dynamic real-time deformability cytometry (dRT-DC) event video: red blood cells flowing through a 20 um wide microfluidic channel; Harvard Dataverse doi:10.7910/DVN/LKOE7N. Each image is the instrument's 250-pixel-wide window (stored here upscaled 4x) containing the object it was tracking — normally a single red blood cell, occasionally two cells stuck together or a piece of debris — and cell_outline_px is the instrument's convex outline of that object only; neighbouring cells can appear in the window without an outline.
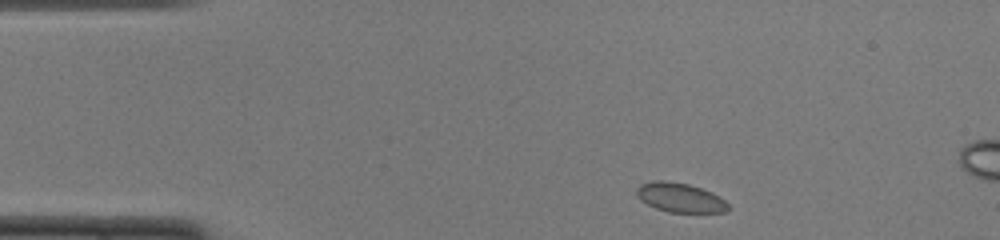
{"species": "common noctule bat (a hibernating species)", "species_latin": "Nyctalus noctula", "temperature_condition": "cold", "stored_images_in_passage": 8, "camera_frame_rate_fps": 3000, "um_per_image_px": 0.085, "animal": {"sex": "female", "body_mass_g": 22.0, "forearm_length_mm": 56.7}, "frame": {"image": 1, "passage_image": 1, "time_ms": 0.0, "image_size_px": [1000, 240], "cell_outline_px": [[732, 208], [724, 212], [668, 212], [656, 208], [640, 200], [636, 192], [636, 188], [640, 184], [652, 180], [664, 180], [688, 184], [712, 192], [724, 200]], "centroid_in_image_um": [57.8, 16.79], "position_along_channel_um": 27.2, "area_um2": 15.66}}